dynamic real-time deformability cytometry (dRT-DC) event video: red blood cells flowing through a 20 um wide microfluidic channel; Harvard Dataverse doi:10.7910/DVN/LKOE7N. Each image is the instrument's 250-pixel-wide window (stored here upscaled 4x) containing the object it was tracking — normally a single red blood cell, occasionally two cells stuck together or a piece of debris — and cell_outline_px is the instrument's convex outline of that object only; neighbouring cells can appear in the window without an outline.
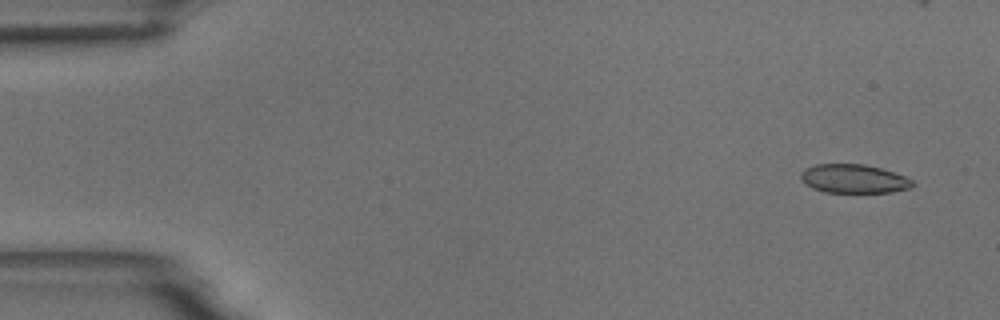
{"species": "common noctule bat (a hibernating species)", "species_latin": "Nyctalus noctula", "temperature_condition": "room temperature", "stored_images_in_passage": 45, "camera_frame_rate_fps": 3000, "um_per_image_px": 0.085, "animal": {"sex": "male", "body_mass_g": 18.8}, "frame": {"image": 1, "passage_image": 1, "time_ms": 0.0, "image_size_px": [1000, 320], "cell_outline_px": [[912, 184], [908, 188], [892, 192], [824, 192], [812, 188], [804, 184], [800, 176], [800, 172], [804, 168], [816, 164], [864, 164], [880, 168], [904, 176], [912, 180]], "centroid_in_image_um": [72.49, 15.19], "position_along_channel_um": 12.5, "area_um2": 18.61}}
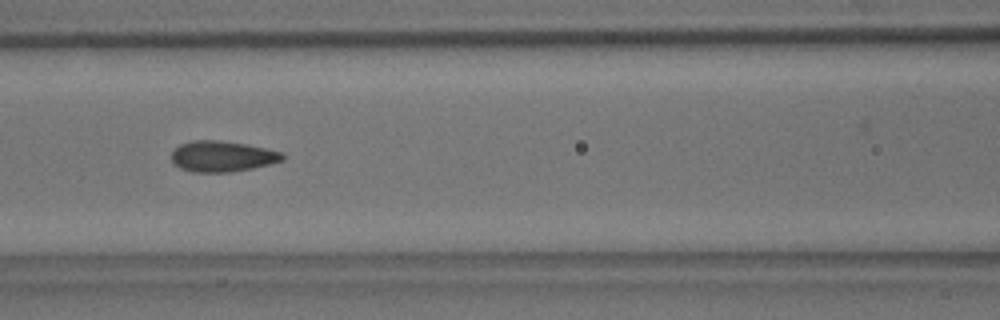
{"frame": {"image": 2, "passage_image": 22, "time_ms": 7.0, "image_size_px": [1000, 320], "cell_outline_px": [[284, 160], [252, 168], [232, 172], [192, 172], [180, 168], [172, 164], [172, 152], [180, 144], [192, 140], [216, 140], [244, 144], [284, 152]], "centroid_in_image_um": [18.87, 13.29], "position_along_channel_um": 147.7, "area_um2": 19.88}}
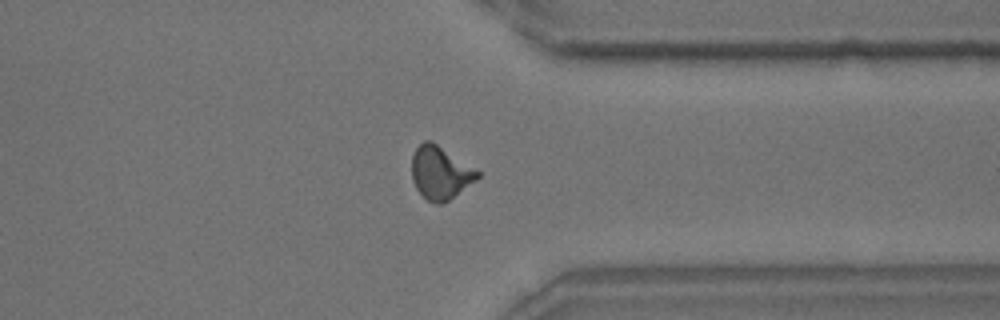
{"frame": {"image": 3, "passage_image": 41, "time_ms": 13.333, "image_size_px": [1000, 320], "cell_outline_px": [[480, 176], [476, 180], [444, 204], [436, 204], [428, 200], [416, 188], [412, 180], [412, 156], [416, 148], [424, 140], [432, 140], [480, 172]], "centroid_in_image_um": [37.41, 14.68], "position_along_channel_um": 374.0, "area_um2": 20.23}}